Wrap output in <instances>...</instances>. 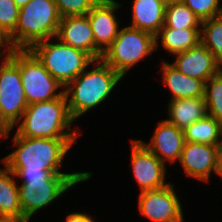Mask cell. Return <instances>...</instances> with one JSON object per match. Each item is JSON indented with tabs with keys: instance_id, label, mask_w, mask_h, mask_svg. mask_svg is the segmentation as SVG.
Listing matches in <instances>:
<instances>
[{
	"instance_id": "obj_16",
	"label": "cell",
	"mask_w": 222,
	"mask_h": 222,
	"mask_svg": "<svg viewBox=\"0 0 222 222\" xmlns=\"http://www.w3.org/2000/svg\"><path fill=\"white\" fill-rule=\"evenodd\" d=\"M121 6L116 1L108 3H97L88 13L95 45L104 52L116 39L118 32V22L115 17V10Z\"/></svg>"
},
{
	"instance_id": "obj_9",
	"label": "cell",
	"mask_w": 222,
	"mask_h": 222,
	"mask_svg": "<svg viewBox=\"0 0 222 222\" xmlns=\"http://www.w3.org/2000/svg\"><path fill=\"white\" fill-rule=\"evenodd\" d=\"M6 57V58H5ZM0 64V116L13 129L28 107L20 68L5 55Z\"/></svg>"
},
{
	"instance_id": "obj_7",
	"label": "cell",
	"mask_w": 222,
	"mask_h": 222,
	"mask_svg": "<svg viewBox=\"0 0 222 222\" xmlns=\"http://www.w3.org/2000/svg\"><path fill=\"white\" fill-rule=\"evenodd\" d=\"M156 50V38L130 26L119 30L116 39L103 52L102 60L122 77L142 58Z\"/></svg>"
},
{
	"instance_id": "obj_27",
	"label": "cell",
	"mask_w": 222,
	"mask_h": 222,
	"mask_svg": "<svg viewBox=\"0 0 222 222\" xmlns=\"http://www.w3.org/2000/svg\"><path fill=\"white\" fill-rule=\"evenodd\" d=\"M185 4L201 21L220 16L222 6L220 0H180Z\"/></svg>"
},
{
	"instance_id": "obj_10",
	"label": "cell",
	"mask_w": 222,
	"mask_h": 222,
	"mask_svg": "<svg viewBox=\"0 0 222 222\" xmlns=\"http://www.w3.org/2000/svg\"><path fill=\"white\" fill-rule=\"evenodd\" d=\"M139 211L152 222H183V211L174 185L140 192Z\"/></svg>"
},
{
	"instance_id": "obj_25",
	"label": "cell",
	"mask_w": 222,
	"mask_h": 222,
	"mask_svg": "<svg viewBox=\"0 0 222 222\" xmlns=\"http://www.w3.org/2000/svg\"><path fill=\"white\" fill-rule=\"evenodd\" d=\"M205 102L207 113L222 123V73L212 76L205 82Z\"/></svg>"
},
{
	"instance_id": "obj_6",
	"label": "cell",
	"mask_w": 222,
	"mask_h": 222,
	"mask_svg": "<svg viewBox=\"0 0 222 222\" xmlns=\"http://www.w3.org/2000/svg\"><path fill=\"white\" fill-rule=\"evenodd\" d=\"M7 56L20 68L27 104L51 101L64 91L55 92L60 84L29 49H12Z\"/></svg>"
},
{
	"instance_id": "obj_1",
	"label": "cell",
	"mask_w": 222,
	"mask_h": 222,
	"mask_svg": "<svg viewBox=\"0 0 222 222\" xmlns=\"http://www.w3.org/2000/svg\"><path fill=\"white\" fill-rule=\"evenodd\" d=\"M94 62L97 63L95 69L84 70L63 88L73 120L104 102L123 78L102 59L94 60Z\"/></svg>"
},
{
	"instance_id": "obj_18",
	"label": "cell",
	"mask_w": 222,
	"mask_h": 222,
	"mask_svg": "<svg viewBox=\"0 0 222 222\" xmlns=\"http://www.w3.org/2000/svg\"><path fill=\"white\" fill-rule=\"evenodd\" d=\"M163 82L172 92L173 99L197 98L205 96V82L181 73L175 66L163 62Z\"/></svg>"
},
{
	"instance_id": "obj_13",
	"label": "cell",
	"mask_w": 222,
	"mask_h": 222,
	"mask_svg": "<svg viewBox=\"0 0 222 222\" xmlns=\"http://www.w3.org/2000/svg\"><path fill=\"white\" fill-rule=\"evenodd\" d=\"M55 38L73 48L85 51L94 60L102 58L103 52L95 45L87 15L61 18Z\"/></svg>"
},
{
	"instance_id": "obj_26",
	"label": "cell",
	"mask_w": 222,
	"mask_h": 222,
	"mask_svg": "<svg viewBox=\"0 0 222 222\" xmlns=\"http://www.w3.org/2000/svg\"><path fill=\"white\" fill-rule=\"evenodd\" d=\"M20 8L13 0H0V31L8 38L18 23Z\"/></svg>"
},
{
	"instance_id": "obj_29",
	"label": "cell",
	"mask_w": 222,
	"mask_h": 222,
	"mask_svg": "<svg viewBox=\"0 0 222 222\" xmlns=\"http://www.w3.org/2000/svg\"><path fill=\"white\" fill-rule=\"evenodd\" d=\"M8 169L15 175V177H20L23 181L49 180L54 174H68L60 172V170H27V168Z\"/></svg>"
},
{
	"instance_id": "obj_32",
	"label": "cell",
	"mask_w": 222,
	"mask_h": 222,
	"mask_svg": "<svg viewBox=\"0 0 222 222\" xmlns=\"http://www.w3.org/2000/svg\"><path fill=\"white\" fill-rule=\"evenodd\" d=\"M2 46L5 47L4 51H5V50H8V51H6L7 54L12 50L11 47H10V45H9V43H8V39H7V38L3 35V33L0 31V48H1ZM1 56H4V55L0 52V57H1Z\"/></svg>"
},
{
	"instance_id": "obj_31",
	"label": "cell",
	"mask_w": 222,
	"mask_h": 222,
	"mask_svg": "<svg viewBox=\"0 0 222 222\" xmlns=\"http://www.w3.org/2000/svg\"><path fill=\"white\" fill-rule=\"evenodd\" d=\"M11 130L12 129L3 121L2 117L0 116V137L7 138Z\"/></svg>"
},
{
	"instance_id": "obj_15",
	"label": "cell",
	"mask_w": 222,
	"mask_h": 222,
	"mask_svg": "<svg viewBox=\"0 0 222 222\" xmlns=\"http://www.w3.org/2000/svg\"><path fill=\"white\" fill-rule=\"evenodd\" d=\"M163 164L179 161L185 143L182 129L169 123L166 119L161 121L153 134L150 144L139 140Z\"/></svg>"
},
{
	"instance_id": "obj_11",
	"label": "cell",
	"mask_w": 222,
	"mask_h": 222,
	"mask_svg": "<svg viewBox=\"0 0 222 222\" xmlns=\"http://www.w3.org/2000/svg\"><path fill=\"white\" fill-rule=\"evenodd\" d=\"M131 163L134 177L141 192L156 190L167 186L166 167L139 140H132Z\"/></svg>"
},
{
	"instance_id": "obj_21",
	"label": "cell",
	"mask_w": 222,
	"mask_h": 222,
	"mask_svg": "<svg viewBox=\"0 0 222 222\" xmlns=\"http://www.w3.org/2000/svg\"><path fill=\"white\" fill-rule=\"evenodd\" d=\"M200 30L201 28H172L162 27L159 33L155 36L156 38V49L158 38H161L162 46L170 53L177 54L180 52L187 51L200 42Z\"/></svg>"
},
{
	"instance_id": "obj_28",
	"label": "cell",
	"mask_w": 222,
	"mask_h": 222,
	"mask_svg": "<svg viewBox=\"0 0 222 222\" xmlns=\"http://www.w3.org/2000/svg\"><path fill=\"white\" fill-rule=\"evenodd\" d=\"M61 18L87 15L97 4L94 0H54Z\"/></svg>"
},
{
	"instance_id": "obj_38",
	"label": "cell",
	"mask_w": 222,
	"mask_h": 222,
	"mask_svg": "<svg viewBox=\"0 0 222 222\" xmlns=\"http://www.w3.org/2000/svg\"><path fill=\"white\" fill-rule=\"evenodd\" d=\"M222 61L220 62V72L222 73Z\"/></svg>"
},
{
	"instance_id": "obj_33",
	"label": "cell",
	"mask_w": 222,
	"mask_h": 222,
	"mask_svg": "<svg viewBox=\"0 0 222 222\" xmlns=\"http://www.w3.org/2000/svg\"><path fill=\"white\" fill-rule=\"evenodd\" d=\"M215 173L222 177V150L220 151L217 158Z\"/></svg>"
},
{
	"instance_id": "obj_5",
	"label": "cell",
	"mask_w": 222,
	"mask_h": 222,
	"mask_svg": "<svg viewBox=\"0 0 222 222\" xmlns=\"http://www.w3.org/2000/svg\"><path fill=\"white\" fill-rule=\"evenodd\" d=\"M46 39L34 44L29 50L44 68L64 87L78 77L94 59L85 51L62 43H48Z\"/></svg>"
},
{
	"instance_id": "obj_22",
	"label": "cell",
	"mask_w": 222,
	"mask_h": 222,
	"mask_svg": "<svg viewBox=\"0 0 222 222\" xmlns=\"http://www.w3.org/2000/svg\"><path fill=\"white\" fill-rule=\"evenodd\" d=\"M186 142L222 145V123L207 115L183 130Z\"/></svg>"
},
{
	"instance_id": "obj_14",
	"label": "cell",
	"mask_w": 222,
	"mask_h": 222,
	"mask_svg": "<svg viewBox=\"0 0 222 222\" xmlns=\"http://www.w3.org/2000/svg\"><path fill=\"white\" fill-rule=\"evenodd\" d=\"M175 55L176 60L172 65L191 78L207 82L220 72V62L201 42L197 46Z\"/></svg>"
},
{
	"instance_id": "obj_30",
	"label": "cell",
	"mask_w": 222,
	"mask_h": 222,
	"mask_svg": "<svg viewBox=\"0 0 222 222\" xmlns=\"http://www.w3.org/2000/svg\"><path fill=\"white\" fill-rule=\"evenodd\" d=\"M66 222H95L93 221V219L84 213H72V214H68V216L66 217Z\"/></svg>"
},
{
	"instance_id": "obj_24",
	"label": "cell",
	"mask_w": 222,
	"mask_h": 222,
	"mask_svg": "<svg viewBox=\"0 0 222 222\" xmlns=\"http://www.w3.org/2000/svg\"><path fill=\"white\" fill-rule=\"evenodd\" d=\"M200 30L201 43L222 61V15L202 21Z\"/></svg>"
},
{
	"instance_id": "obj_37",
	"label": "cell",
	"mask_w": 222,
	"mask_h": 222,
	"mask_svg": "<svg viewBox=\"0 0 222 222\" xmlns=\"http://www.w3.org/2000/svg\"><path fill=\"white\" fill-rule=\"evenodd\" d=\"M161 1H163L165 4H168V3L178 2L180 0H161Z\"/></svg>"
},
{
	"instance_id": "obj_35",
	"label": "cell",
	"mask_w": 222,
	"mask_h": 222,
	"mask_svg": "<svg viewBox=\"0 0 222 222\" xmlns=\"http://www.w3.org/2000/svg\"><path fill=\"white\" fill-rule=\"evenodd\" d=\"M0 222H24V221H19L16 219H4V218H0Z\"/></svg>"
},
{
	"instance_id": "obj_8",
	"label": "cell",
	"mask_w": 222,
	"mask_h": 222,
	"mask_svg": "<svg viewBox=\"0 0 222 222\" xmlns=\"http://www.w3.org/2000/svg\"><path fill=\"white\" fill-rule=\"evenodd\" d=\"M91 176L90 172H75L54 174L49 180L23 181L21 186H18V193L25 222H28L36 211L54 202L69 188L88 180Z\"/></svg>"
},
{
	"instance_id": "obj_36",
	"label": "cell",
	"mask_w": 222,
	"mask_h": 222,
	"mask_svg": "<svg viewBox=\"0 0 222 222\" xmlns=\"http://www.w3.org/2000/svg\"><path fill=\"white\" fill-rule=\"evenodd\" d=\"M96 3H108V2H113L115 0H94Z\"/></svg>"
},
{
	"instance_id": "obj_23",
	"label": "cell",
	"mask_w": 222,
	"mask_h": 222,
	"mask_svg": "<svg viewBox=\"0 0 222 222\" xmlns=\"http://www.w3.org/2000/svg\"><path fill=\"white\" fill-rule=\"evenodd\" d=\"M202 21L181 1L168 3L165 7L163 27L177 29L201 28Z\"/></svg>"
},
{
	"instance_id": "obj_20",
	"label": "cell",
	"mask_w": 222,
	"mask_h": 222,
	"mask_svg": "<svg viewBox=\"0 0 222 222\" xmlns=\"http://www.w3.org/2000/svg\"><path fill=\"white\" fill-rule=\"evenodd\" d=\"M4 168L0 169V218L25 222L15 175L6 166Z\"/></svg>"
},
{
	"instance_id": "obj_34",
	"label": "cell",
	"mask_w": 222,
	"mask_h": 222,
	"mask_svg": "<svg viewBox=\"0 0 222 222\" xmlns=\"http://www.w3.org/2000/svg\"><path fill=\"white\" fill-rule=\"evenodd\" d=\"M15 2V4L21 8L25 5H27L31 0H13Z\"/></svg>"
},
{
	"instance_id": "obj_12",
	"label": "cell",
	"mask_w": 222,
	"mask_h": 222,
	"mask_svg": "<svg viewBox=\"0 0 222 222\" xmlns=\"http://www.w3.org/2000/svg\"><path fill=\"white\" fill-rule=\"evenodd\" d=\"M221 150L222 145L185 141L179 162L188 177L209 182L211 172L215 173Z\"/></svg>"
},
{
	"instance_id": "obj_4",
	"label": "cell",
	"mask_w": 222,
	"mask_h": 222,
	"mask_svg": "<svg viewBox=\"0 0 222 222\" xmlns=\"http://www.w3.org/2000/svg\"><path fill=\"white\" fill-rule=\"evenodd\" d=\"M61 17L54 0H31L20 8L15 31L7 38L11 49H30L56 37Z\"/></svg>"
},
{
	"instance_id": "obj_17",
	"label": "cell",
	"mask_w": 222,
	"mask_h": 222,
	"mask_svg": "<svg viewBox=\"0 0 222 222\" xmlns=\"http://www.w3.org/2000/svg\"><path fill=\"white\" fill-rule=\"evenodd\" d=\"M165 7L161 0H134L130 27L156 36L165 23Z\"/></svg>"
},
{
	"instance_id": "obj_2",
	"label": "cell",
	"mask_w": 222,
	"mask_h": 222,
	"mask_svg": "<svg viewBox=\"0 0 222 222\" xmlns=\"http://www.w3.org/2000/svg\"><path fill=\"white\" fill-rule=\"evenodd\" d=\"M21 120L16 133L22 137L77 138L79 135L77 130L71 132L74 120L64 93L54 100L28 105Z\"/></svg>"
},
{
	"instance_id": "obj_19",
	"label": "cell",
	"mask_w": 222,
	"mask_h": 222,
	"mask_svg": "<svg viewBox=\"0 0 222 222\" xmlns=\"http://www.w3.org/2000/svg\"><path fill=\"white\" fill-rule=\"evenodd\" d=\"M168 112L167 121L182 130L208 115L205 97L170 100Z\"/></svg>"
},
{
	"instance_id": "obj_3",
	"label": "cell",
	"mask_w": 222,
	"mask_h": 222,
	"mask_svg": "<svg viewBox=\"0 0 222 222\" xmlns=\"http://www.w3.org/2000/svg\"><path fill=\"white\" fill-rule=\"evenodd\" d=\"M77 138H26L15 133V151L2 159L7 168L60 170L62 160Z\"/></svg>"
}]
</instances>
